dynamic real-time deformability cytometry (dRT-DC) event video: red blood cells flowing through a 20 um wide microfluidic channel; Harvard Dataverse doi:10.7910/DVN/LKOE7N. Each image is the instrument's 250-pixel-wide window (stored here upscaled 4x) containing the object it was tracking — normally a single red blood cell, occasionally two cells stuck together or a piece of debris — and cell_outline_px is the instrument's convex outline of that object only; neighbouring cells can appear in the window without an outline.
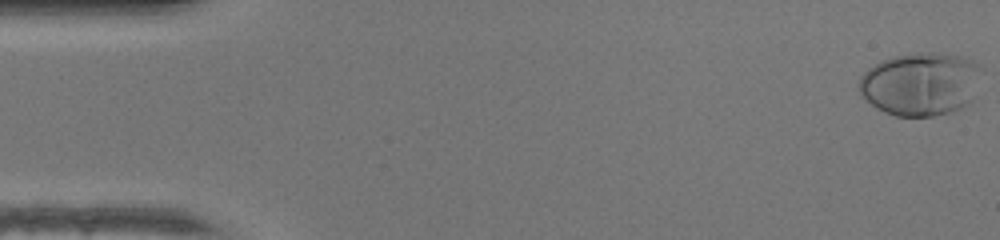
{"species": "human", "species_latin": "Homo sapiens", "temperature_condition": "warm", "stored_images_in_passage": 48, "camera_frame_rate_fps": 3000, "um_per_image_px": 0.085, "donor": {"sex": "female"}, "frame": {"image": 1, "passage_image": 1, "time_ms": 0.0, "image_size_px": [1000, 240], "cell_outline_px": [[980, 68], [972, 100], [968, 104], [952, 112], [932, 116], [896, 116], [884, 112], [876, 108], [860, 96], [856, 84], [860, 76], [868, 68], [884, 60], [896, 56], [916, 52], [932, 52], [964, 56], [980, 64]], "centroid_in_image_um": [78.2, 7.14], "position_along_channel_um": 6.8, "area_um2": 45.43}}
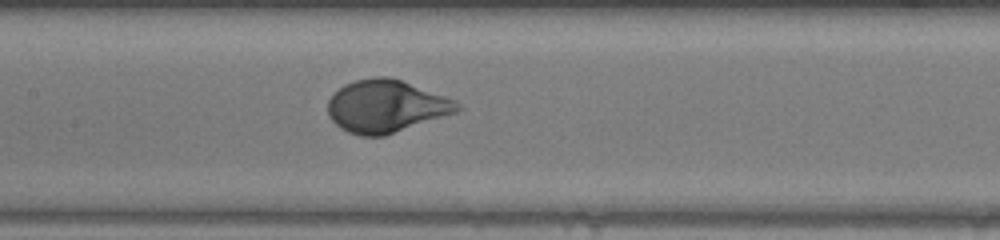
{"frame": {"image": 2, "passage_image": 23, "time_ms": 7.333, "image_size_px": [1000, 240], "cell_outline_px": [[464, 108], [456, 112], [384, 136], [360, 136], [348, 132], [340, 128], [328, 116], [328, 100], [332, 92], [344, 84], [356, 80], [376, 76], [388, 76], [400, 80], [456, 100]], "centroid_in_image_um": [32.78, 9.03], "position_along_channel_um": 174.6, "area_um2": 39.59}}
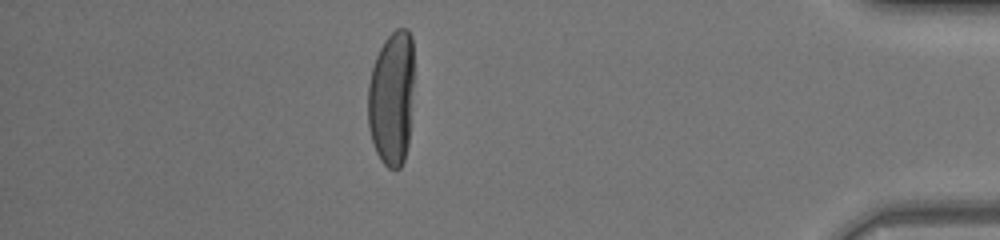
{"frame": {"image": 3, "passage_image": 42, "time_ms": 13.667, "image_size_px": [1000, 240], "cell_outline_px": [[412, 88], [408, 144], [404, 160], [400, 168], [396, 172], [388, 168], [380, 160], [376, 152], [372, 140], [368, 124], [368, 84], [372, 68], [376, 56], [384, 40], [396, 28], [408, 28], [412, 36]], "centroid_in_image_um": [33.27, 8.36], "position_along_channel_um": 401.9, "area_um2": 36.18}, "authors_computed_cell_mechanics": {"area_um2": 38.5526, "velocity_mm_per_s": 4.3356, "shape_relaxation_time_tau1_ms": 2.9191, "shape_relaxation_time_tau2_ms": null, "deformation_change_tau1": 0.2234, "deformation_change_tau2": null}}